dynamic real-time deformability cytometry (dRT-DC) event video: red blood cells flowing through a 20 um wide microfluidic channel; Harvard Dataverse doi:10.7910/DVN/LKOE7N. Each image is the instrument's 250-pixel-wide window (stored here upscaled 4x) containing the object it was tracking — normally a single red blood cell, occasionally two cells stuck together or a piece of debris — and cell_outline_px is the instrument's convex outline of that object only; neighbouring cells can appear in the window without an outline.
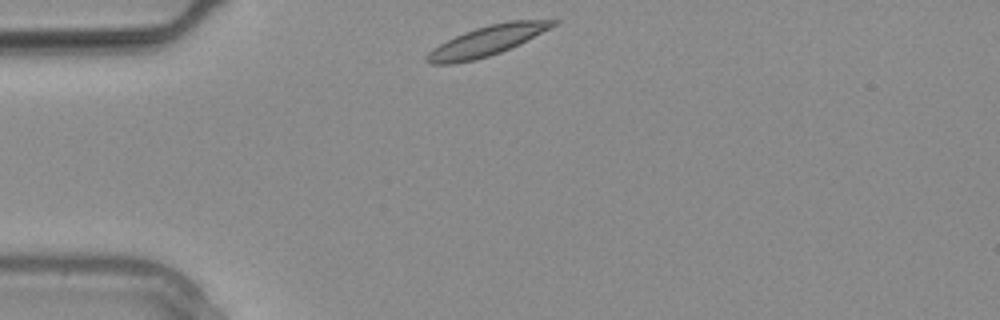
{"species": "common noctule bat (a hibernating species)", "species_latin": "Nyctalus noctula", "temperature_condition": "warm", "stored_images_in_passage": 23, "camera_frame_rate_fps": 3000, "um_per_image_px": 0.085, "animal": {"sex": "male", "body_mass_g": 20.4}, "frame": {"image": 1, "passage_image": 1, "time_ms": 0.0, "image_size_px": [1000, 320], "cell_outline_px": [[560, 20], [556, 24], [500, 52], [488, 56], [472, 60], [452, 64], [432, 64], [424, 60], [424, 56], [432, 48], [464, 32], [488, 24], [508, 20]], "centroid_in_image_um": [41.28, 3.47], "position_along_channel_um": 43.7, "area_um2": 21.39}}